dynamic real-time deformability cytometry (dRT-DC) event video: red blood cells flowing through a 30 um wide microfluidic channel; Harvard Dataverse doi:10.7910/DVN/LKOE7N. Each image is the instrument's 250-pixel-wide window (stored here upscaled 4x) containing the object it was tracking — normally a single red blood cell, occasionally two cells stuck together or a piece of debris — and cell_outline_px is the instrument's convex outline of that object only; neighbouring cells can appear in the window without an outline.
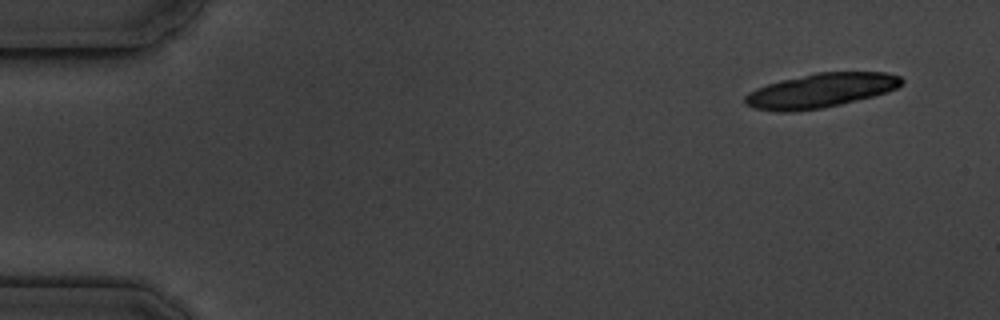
{"species": "common noctule bat (a hibernating species)", "species_latin": "Nyctalus noctula", "temperature_condition": "cold", "stored_images_in_passage": 6, "camera_frame_rate_fps": 3000, "um_per_image_px": 0.085, "animal": {"sex": "male", "body_mass_g": 19.5, "forearm_length_mm": 54.6}, "frame": {"image": 1, "passage_image": 1, "time_ms": 0.0, "image_size_px": [1000, 320], "cell_outline_px": [[904, 84], [888, 92], [824, 108], [796, 112], [776, 112], [752, 108], [744, 104], [744, 96], [748, 92], [756, 88], [768, 84], [816, 72], [888, 72], [900, 76], [904, 80]], "centroid_in_image_um": [69.75, 7.71], "position_along_channel_um": 15.3, "area_um2": 31.5}}